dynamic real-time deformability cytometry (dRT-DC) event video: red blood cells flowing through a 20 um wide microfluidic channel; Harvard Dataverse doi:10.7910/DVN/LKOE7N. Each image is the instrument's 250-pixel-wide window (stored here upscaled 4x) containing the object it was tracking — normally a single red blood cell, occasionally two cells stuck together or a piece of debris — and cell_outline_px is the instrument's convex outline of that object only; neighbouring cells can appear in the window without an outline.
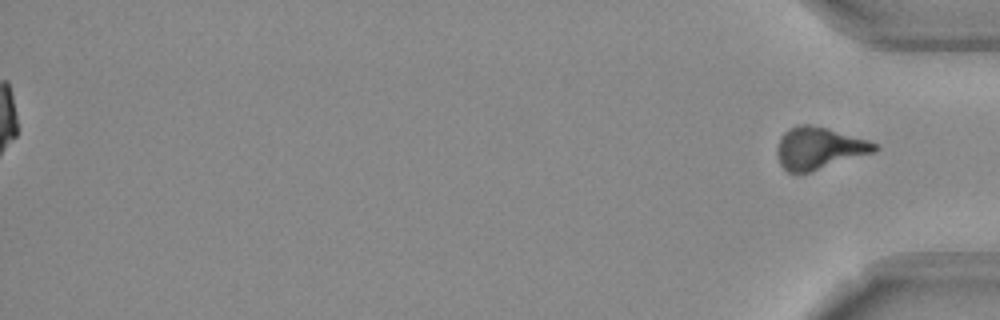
{"species": "Egyptian fruit bat (a non-hibernating species)", "species_latin": "Rousettus aegyptiacus", "temperature_condition": "room temperature", "stored_images_in_passage": 55, "segment_of_instrument_passage": [2, 2], "camera_frame_rate_fps": 3000, "um_per_image_px": 0.085, "frame": {"image": 1, "passage_image": 55, "time_ms": 18.0, "image_size_px": [1000, 320], "cell_outline_px": [[880, 148], [876, 152], [808, 172], [788, 172], [780, 164], [776, 152], [776, 148], [780, 136], [788, 128], [796, 124], [812, 124], [828, 128], [868, 140], [880, 144]], "centroid_in_image_um": [69.62, 12.57], "position_along_channel_um": 365.6, "area_um2": 24.1}}